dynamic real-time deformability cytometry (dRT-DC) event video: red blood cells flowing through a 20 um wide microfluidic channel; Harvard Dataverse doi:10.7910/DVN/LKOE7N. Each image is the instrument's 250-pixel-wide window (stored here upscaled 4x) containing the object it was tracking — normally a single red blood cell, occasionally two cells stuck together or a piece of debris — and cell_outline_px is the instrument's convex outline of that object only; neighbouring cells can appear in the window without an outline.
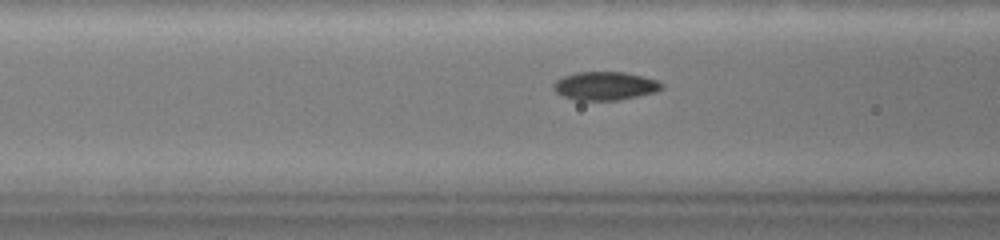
{"species": "common noctule bat (a hibernating species)", "species_latin": "Nyctalus noctula", "temperature_condition": "warm", "stored_images_in_passage": 71, "camera_frame_rate_fps": 3000, "um_per_image_px": 0.085, "animal": {"sex": "female", "body_mass_g": 19.0, "forearm_length_mm": 51.5}, "frame": {"image": 1, "passage_image": 28, "time_ms": 9.0, "image_size_px": [1000, 240], "cell_outline_px": [[664, 88], [656, 92], [620, 100], [576, 100], [564, 96], [556, 92], [552, 88], [552, 84], [556, 80], [564, 76], [576, 72], [624, 72], [644, 76], [656, 80], [664, 84]], "centroid_in_image_um": [51.45, 7.3], "position_along_channel_um": 115.2, "area_um2": 18.03}}
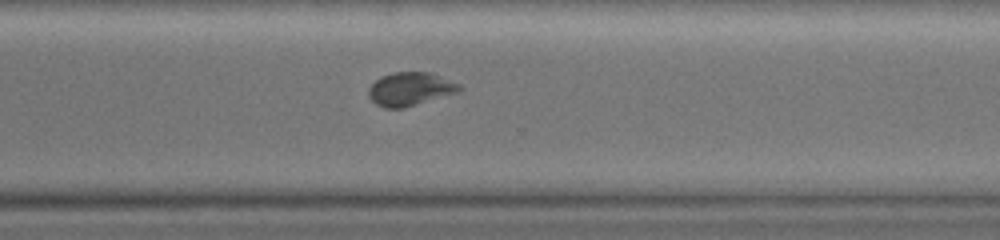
{"frame": {"image": 2, "passage_image": 52, "time_ms": 17.0, "image_size_px": [1000, 240], "cell_outline_px": [[464, 88], [460, 92], [404, 108], [384, 108], [376, 104], [368, 96], [368, 88], [380, 76], [392, 72], [428, 72], [460, 84]], "centroid_in_image_um": [34.87, 7.57], "position_along_channel_um": 335.7, "area_um2": 17.8}}
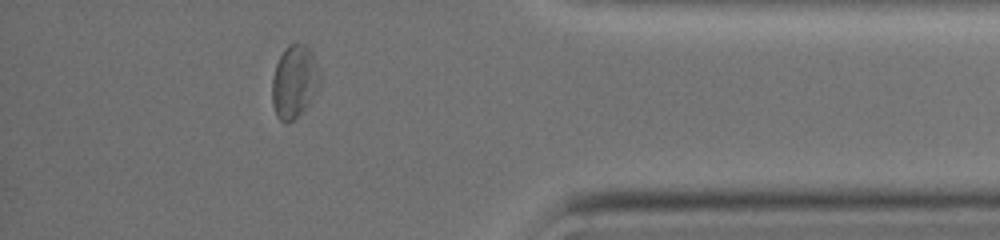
{"frame": {"image": 3, "passage_image": 62, "time_ms": 20.333, "image_size_px": [1000, 240], "cell_outline_px": [[320, 84], [316, 92], [304, 108], [292, 120], [280, 120], [276, 116], [272, 104], [272, 80], [276, 64], [284, 48], [288, 44], [304, 44], [312, 48], [320, 72]], "centroid_in_image_um": [25.03, 6.87], "position_along_channel_um": 410.2, "area_um2": 20.23}, "authors_computed_cell_mechanics": {"area_um2": 18.207, "velocity_mm_per_s": 2.7585, "shape_relaxation_time_tau1_ms": null, "shape_relaxation_time_tau2_ms": 1.9381, "deformation_change_tau1": null, "deformation_change_tau2": 0.0498}}